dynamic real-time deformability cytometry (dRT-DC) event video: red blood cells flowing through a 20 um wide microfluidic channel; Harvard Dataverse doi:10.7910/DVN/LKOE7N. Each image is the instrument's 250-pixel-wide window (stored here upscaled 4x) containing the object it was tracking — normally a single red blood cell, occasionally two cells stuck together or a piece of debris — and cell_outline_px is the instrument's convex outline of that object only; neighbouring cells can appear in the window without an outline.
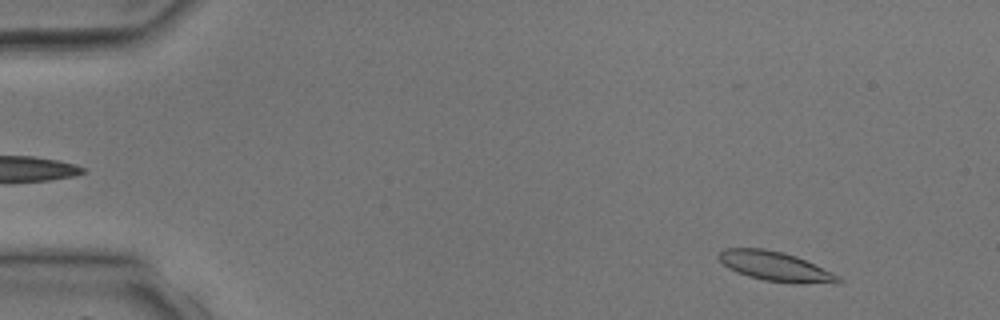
{"species": "common noctule bat (a hibernating species)", "species_latin": "Nyctalus noctula", "temperature_condition": "room temperature", "stored_images_in_passage": 3, "camera_frame_rate_fps": 3000, "um_per_image_px": 0.085, "animal": {"sex": "male", "body_mass_g": 17.9, "forearm_length_mm": 54.2}, "frame": {"image": 1, "passage_image": 1, "time_ms": 0.0, "image_size_px": [1000, 320], "cell_outline_px": [[844, 280], [840, 284], [796, 284], [764, 280], [748, 276], [736, 272], [728, 268], [716, 256], [724, 248], [764, 248], [784, 252], [796, 256], [832, 272], [840, 276]], "centroid_in_image_um": [65.96, 22.66], "position_along_channel_um": 19.0, "area_um2": 20.92}}